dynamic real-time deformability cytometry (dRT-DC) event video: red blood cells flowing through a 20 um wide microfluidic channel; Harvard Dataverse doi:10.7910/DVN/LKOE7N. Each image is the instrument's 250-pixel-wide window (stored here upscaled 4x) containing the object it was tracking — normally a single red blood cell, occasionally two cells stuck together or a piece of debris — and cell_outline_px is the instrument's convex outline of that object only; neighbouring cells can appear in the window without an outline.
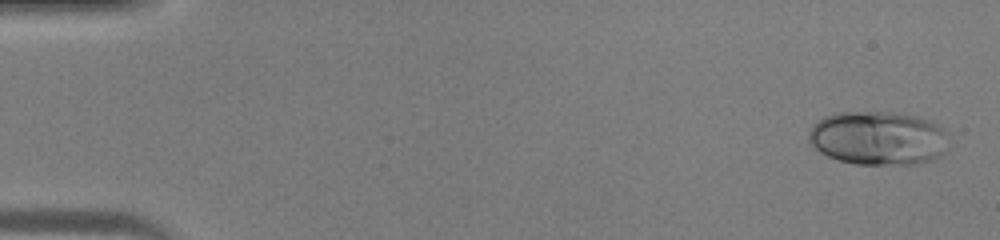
{"species": "human", "species_latin": "Homo sapiens", "temperature_condition": "warm", "stored_images_in_passage": 45, "camera_frame_rate_fps": 3000, "um_per_image_px": 0.085, "donor": {"sex": "male"}, "frame": {"image": 1, "passage_image": 2, "time_ms": 0.333, "image_size_px": [1000, 240], "cell_outline_px": [[948, 136], [944, 152], [940, 156], [932, 160], [912, 164], [856, 164], [840, 160], [828, 156], [820, 152], [808, 140], [808, 132], [812, 124], [824, 116], [836, 112], [892, 112], [916, 116], [932, 120], [940, 124], [948, 132]], "centroid_in_image_um": [74.66, 11.72], "position_along_channel_um": 10.3, "area_um2": 44.33}}
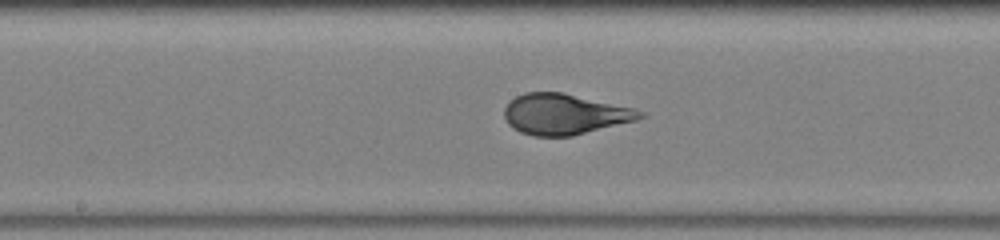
{"frame": {"image": 2, "passage_image": 24, "time_ms": 7.667, "image_size_px": [1000, 240], "cell_outline_px": [[648, 116], [636, 120], [572, 136], [532, 136], [520, 132], [512, 128], [508, 124], [504, 116], [504, 108], [516, 96], [524, 92], [560, 92], [636, 108], [648, 112]], "centroid_in_image_um": [48.02, 9.71], "position_along_channel_um": 200.2, "area_um2": 32.31}}
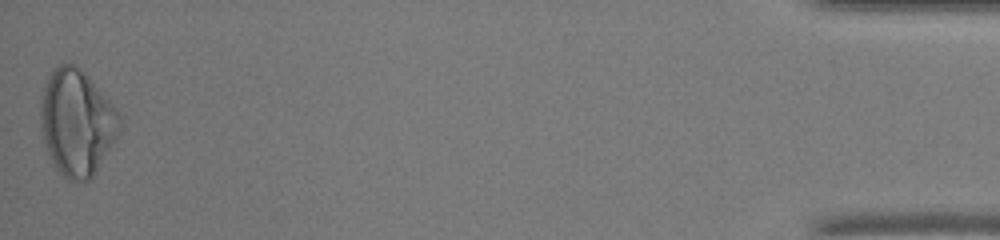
{"frame": {"image": 3, "passage_image": 45, "time_ms": 14.667, "image_size_px": [1000, 240], "cell_outline_px": [[120, 132], [92, 176], [88, 180], [68, 180], [56, 168], [48, 152], [44, 140], [40, 124], [40, 112], [44, 88], [48, 76], [52, 68], [68, 60], [76, 64], [84, 72], [116, 108], [120, 116]], "centroid_in_image_um": [6.52, 10.36], "position_along_channel_um": 428.7, "area_um2": 48.38}}